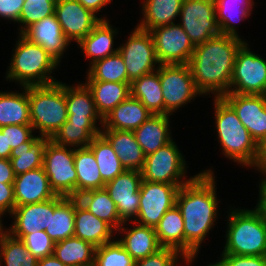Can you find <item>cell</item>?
Returning <instances> with one entry per match:
<instances>
[{
    "mask_svg": "<svg viewBox=\"0 0 266 266\" xmlns=\"http://www.w3.org/2000/svg\"><path fill=\"white\" fill-rule=\"evenodd\" d=\"M213 167L200 170L178 190L176 205L184 221L186 266L195 264L206 237L218 223L221 203Z\"/></svg>",
    "mask_w": 266,
    "mask_h": 266,
    "instance_id": "6da1fadb",
    "label": "cell"
},
{
    "mask_svg": "<svg viewBox=\"0 0 266 266\" xmlns=\"http://www.w3.org/2000/svg\"><path fill=\"white\" fill-rule=\"evenodd\" d=\"M245 41L220 34L195 46L188 65L204 98H220L229 93L236 53Z\"/></svg>",
    "mask_w": 266,
    "mask_h": 266,
    "instance_id": "7a4b0ae2",
    "label": "cell"
},
{
    "mask_svg": "<svg viewBox=\"0 0 266 266\" xmlns=\"http://www.w3.org/2000/svg\"><path fill=\"white\" fill-rule=\"evenodd\" d=\"M214 130L221 154L231 162L253 170L258 156L259 145L244 127L234 109L222 98H213Z\"/></svg>",
    "mask_w": 266,
    "mask_h": 266,
    "instance_id": "3957f363",
    "label": "cell"
},
{
    "mask_svg": "<svg viewBox=\"0 0 266 266\" xmlns=\"http://www.w3.org/2000/svg\"><path fill=\"white\" fill-rule=\"evenodd\" d=\"M15 40L5 81L18 83L17 86L51 85L60 81L53 76L61 65L46 49L22 34Z\"/></svg>",
    "mask_w": 266,
    "mask_h": 266,
    "instance_id": "277c9868",
    "label": "cell"
},
{
    "mask_svg": "<svg viewBox=\"0 0 266 266\" xmlns=\"http://www.w3.org/2000/svg\"><path fill=\"white\" fill-rule=\"evenodd\" d=\"M227 208L225 245L220 254L266 255V220L255 208Z\"/></svg>",
    "mask_w": 266,
    "mask_h": 266,
    "instance_id": "5b68a950",
    "label": "cell"
},
{
    "mask_svg": "<svg viewBox=\"0 0 266 266\" xmlns=\"http://www.w3.org/2000/svg\"><path fill=\"white\" fill-rule=\"evenodd\" d=\"M28 98L34 131L51 139L68 117L64 81L28 86Z\"/></svg>",
    "mask_w": 266,
    "mask_h": 266,
    "instance_id": "8992f818",
    "label": "cell"
},
{
    "mask_svg": "<svg viewBox=\"0 0 266 266\" xmlns=\"http://www.w3.org/2000/svg\"><path fill=\"white\" fill-rule=\"evenodd\" d=\"M175 140L146 156L141 170L142 180L167 184H186L194 176L188 175V163ZM190 176V177H189Z\"/></svg>",
    "mask_w": 266,
    "mask_h": 266,
    "instance_id": "52a82bcc",
    "label": "cell"
},
{
    "mask_svg": "<svg viewBox=\"0 0 266 266\" xmlns=\"http://www.w3.org/2000/svg\"><path fill=\"white\" fill-rule=\"evenodd\" d=\"M158 74L164 99V114L174 115L195 98L203 95L196 88L188 64H162Z\"/></svg>",
    "mask_w": 266,
    "mask_h": 266,
    "instance_id": "ba28073f",
    "label": "cell"
},
{
    "mask_svg": "<svg viewBox=\"0 0 266 266\" xmlns=\"http://www.w3.org/2000/svg\"><path fill=\"white\" fill-rule=\"evenodd\" d=\"M43 167L56 195L77 197L74 148L55 144L50 139L44 150Z\"/></svg>",
    "mask_w": 266,
    "mask_h": 266,
    "instance_id": "9c48e42d",
    "label": "cell"
},
{
    "mask_svg": "<svg viewBox=\"0 0 266 266\" xmlns=\"http://www.w3.org/2000/svg\"><path fill=\"white\" fill-rule=\"evenodd\" d=\"M250 48L245 41L236 53L229 93L266 95V60Z\"/></svg>",
    "mask_w": 266,
    "mask_h": 266,
    "instance_id": "30bf717a",
    "label": "cell"
},
{
    "mask_svg": "<svg viewBox=\"0 0 266 266\" xmlns=\"http://www.w3.org/2000/svg\"><path fill=\"white\" fill-rule=\"evenodd\" d=\"M128 35L123 44L122 42L120 46L118 44V52L123 58L128 79L132 82L142 75L156 71L160 64L157 60L153 38L149 31L136 26Z\"/></svg>",
    "mask_w": 266,
    "mask_h": 266,
    "instance_id": "8fae6325",
    "label": "cell"
},
{
    "mask_svg": "<svg viewBox=\"0 0 266 266\" xmlns=\"http://www.w3.org/2000/svg\"><path fill=\"white\" fill-rule=\"evenodd\" d=\"M178 19L195 46L221 34L214 0H183Z\"/></svg>",
    "mask_w": 266,
    "mask_h": 266,
    "instance_id": "7c38bea8",
    "label": "cell"
},
{
    "mask_svg": "<svg viewBox=\"0 0 266 266\" xmlns=\"http://www.w3.org/2000/svg\"><path fill=\"white\" fill-rule=\"evenodd\" d=\"M184 184H167L142 180L136 223L153 227L176 204L178 190Z\"/></svg>",
    "mask_w": 266,
    "mask_h": 266,
    "instance_id": "4fadbf2b",
    "label": "cell"
},
{
    "mask_svg": "<svg viewBox=\"0 0 266 266\" xmlns=\"http://www.w3.org/2000/svg\"><path fill=\"white\" fill-rule=\"evenodd\" d=\"M149 32L160 65L189 63L195 45L178 22L156 27Z\"/></svg>",
    "mask_w": 266,
    "mask_h": 266,
    "instance_id": "5bb4252c",
    "label": "cell"
},
{
    "mask_svg": "<svg viewBox=\"0 0 266 266\" xmlns=\"http://www.w3.org/2000/svg\"><path fill=\"white\" fill-rule=\"evenodd\" d=\"M141 171L124 170L104 185L123 222L134 221L139 210Z\"/></svg>",
    "mask_w": 266,
    "mask_h": 266,
    "instance_id": "9a60e30c",
    "label": "cell"
},
{
    "mask_svg": "<svg viewBox=\"0 0 266 266\" xmlns=\"http://www.w3.org/2000/svg\"><path fill=\"white\" fill-rule=\"evenodd\" d=\"M65 39L76 45L100 22V18L78 0H56L54 12Z\"/></svg>",
    "mask_w": 266,
    "mask_h": 266,
    "instance_id": "2e32d148",
    "label": "cell"
},
{
    "mask_svg": "<svg viewBox=\"0 0 266 266\" xmlns=\"http://www.w3.org/2000/svg\"><path fill=\"white\" fill-rule=\"evenodd\" d=\"M222 98L259 146L266 141V95L227 93Z\"/></svg>",
    "mask_w": 266,
    "mask_h": 266,
    "instance_id": "e0dca14e",
    "label": "cell"
},
{
    "mask_svg": "<svg viewBox=\"0 0 266 266\" xmlns=\"http://www.w3.org/2000/svg\"><path fill=\"white\" fill-rule=\"evenodd\" d=\"M65 99L67 121L70 124L103 125V119L96 110L93 95L84 81L72 85L65 82Z\"/></svg>",
    "mask_w": 266,
    "mask_h": 266,
    "instance_id": "ac0fdd59",
    "label": "cell"
},
{
    "mask_svg": "<svg viewBox=\"0 0 266 266\" xmlns=\"http://www.w3.org/2000/svg\"><path fill=\"white\" fill-rule=\"evenodd\" d=\"M116 239L135 261L144 259L162 248L155 229L135 221L124 222L116 231Z\"/></svg>",
    "mask_w": 266,
    "mask_h": 266,
    "instance_id": "d6986e66",
    "label": "cell"
},
{
    "mask_svg": "<svg viewBox=\"0 0 266 266\" xmlns=\"http://www.w3.org/2000/svg\"><path fill=\"white\" fill-rule=\"evenodd\" d=\"M9 216L13 219L12 224L3 229L15 238L22 240L27 234L45 231L50 220V199L16 206Z\"/></svg>",
    "mask_w": 266,
    "mask_h": 266,
    "instance_id": "ffe728a7",
    "label": "cell"
},
{
    "mask_svg": "<svg viewBox=\"0 0 266 266\" xmlns=\"http://www.w3.org/2000/svg\"><path fill=\"white\" fill-rule=\"evenodd\" d=\"M118 29L111 25L109 19L100 20L93 30L77 44V48L84 54L86 61L90 60L89 64H86L89 65L88 67L118 52L119 47H114V40L120 34Z\"/></svg>",
    "mask_w": 266,
    "mask_h": 266,
    "instance_id": "44dd1931",
    "label": "cell"
},
{
    "mask_svg": "<svg viewBox=\"0 0 266 266\" xmlns=\"http://www.w3.org/2000/svg\"><path fill=\"white\" fill-rule=\"evenodd\" d=\"M13 189L16 206L43 202L57 196L44 167L15 176Z\"/></svg>",
    "mask_w": 266,
    "mask_h": 266,
    "instance_id": "7402d4cb",
    "label": "cell"
},
{
    "mask_svg": "<svg viewBox=\"0 0 266 266\" xmlns=\"http://www.w3.org/2000/svg\"><path fill=\"white\" fill-rule=\"evenodd\" d=\"M22 35L46 49L60 64L71 45L65 39L55 14L34 23Z\"/></svg>",
    "mask_w": 266,
    "mask_h": 266,
    "instance_id": "603a6c76",
    "label": "cell"
},
{
    "mask_svg": "<svg viewBox=\"0 0 266 266\" xmlns=\"http://www.w3.org/2000/svg\"><path fill=\"white\" fill-rule=\"evenodd\" d=\"M74 236L94 247H100L116 238V231L104 220L90 213L75 197Z\"/></svg>",
    "mask_w": 266,
    "mask_h": 266,
    "instance_id": "cb8c5ba5",
    "label": "cell"
},
{
    "mask_svg": "<svg viewBox=\"0 0 266 266\" xmlns=\"http://www.w3.org/2000/svg\"><path fill=\"white\" fill-rule=\"evenodd\" d=\"M100 134L112 146L126 170H142L146 156L132 130L101 129Z\"/></svg>",
    "mask_w": 266,
    "mask_h": 266,
    "instance_id": "d4e9b609",
    "label": "cell"
},
{
    "mask_svg": "<svg viewBox=\"0 0 266 266\" xmlns=\"http://www.w3.org/2000/svg\"><path fill=\"white\" fill-rule=\"evenodd\" d=\"M171 115L152 114L133 132L145 156L156 152L174 138L171 132Z\"/></svg>",
    "mask_w": 266,
    "mask_h": 266,
    "instance_id": "484cf974",
    "label": "cell"
},
{
    "mask_svg": "<svg viewBox=\"0 0 266 266\" xmlns=\"http://www.w3.org/2000/svg\"><path fill=\"white\" fill-rule=\"evenodd\" d=\"M151 115L140 100L129 95L103 118L102 129L134 131Z\"/></svg>",
    "mask_w": 266,
    "mask_h": 266,
    "instance_id": "4316f807",
    "label": "cell"
},
{
    "mask_svg": "<svg viewBox=\"0 0 266 266\" xmlns=\"http://www.w3.org/2000/svg\"><path fill=\"white\" fill-rule=\"evenodd\" d=\"M75 197L50 199V220L45 232L55 242L74 236Z\"/></svg>",
    "mask_w": 266,
    "mask_h": 266,
    "instance_id": "83f0119b",
    "label": "cell"
},
{
    "mask_svg": "<svg viewBox=\"0 0 266 266\" xmlns=\"http://www.w3.org/2000/svg\"><path fill=\"white\" fill-rule=\"evenodd\" d=\"M141 16L137 26L145 31L176 23L183 0H141Z\"/></svg>",
    "mask_w": 266,
    "mask_h": 266,
    "instance_id": "f1b7e54d",
    "label": "cell"
},
{
    "mask_svg": "<svg viewBox=\"0 0 266 266\" xmlns=\"http://www.w3.org/2000/svg\"><path fill=\"white\" fill-rule=\"evenodd\" d=\"M216 21L222 35L242 38L238 33V23L247 20L254 12L255 0H214ZM238 26V27H237Z\"/></svg>",
    "mask_w": 266,
    "mask_h": 266,
    "instance_id": "f546056e",
    "label": "cell"
},
{
    "mask_svg": "<svg viewBox=\"0 0 266 266\" xmlns=\"http://www.w3.org/2000/svg\"><path fill=\"white\" fill-rule=\"evenodd\" d=\"M21 90H0V128L8 125H31L28 86Z\"/></svg>",
    "mask_w": 266,
    "mask_h": 266,
    "instance_id": "4dcf8cb0",
    "label": "cell"
},
{
    "mask_svg": "<svg viewBox=\"0 0 266 266\" xmlns=\"http://www.w3.org/2000/svg\"><path fill=\"white\" fill-rule=\"evenodd\" d=\"M90 89L98 114L103 119L130 95V84L121 82L85 81Z\"/></svg>",
    "mask_w": 266,
    "mask_h": 266,
    "instance_id": "1f68e13d",
    "label": "cell"
},
{
    "mask_svg": "<svg viewBox=\"0 0 266 266\" xmlns=\"http://www.w3.org/2000/svg\"><path fill=\"white\" fill-rule=\"evenodd\" d=\"M49 140L35 134L29 141L12 149L9 159L15 176L43 167L44 150Z\"/></svg>",
    "mask_w": 266,
    "mask_h": 266,
    "instance_id": "d6a6232c",
    "label": "cell"
},
{
    "mask_svg": "<svg viewBox=\"0 0 266 266\" xmlns=\"http://www.w3.org/2000/svg\"><path fill=\"white\" fill-rule=\"evenodd\" d=\"M154 229L162 247L175 249L185 257L184 221L176 204L163 215Z\"/></svg>",
    "mask_w": 266,
    "mask_h": 266,
    "instance_id": "836d02e7",
    "label": "cell"
},
{
    "mask_svg": "<svg viewBox=\"0 0 266 266\" xmlns=\"http://www.w3.org/2000/svg\"><path fill=\"white\" fill-rule=\"evenodd\" d=\"M74 165L77 173V196L89 190L104 188L105 183L95 155L89 147L74 148Z\"/></svg>",
    "mask_w": 266,
    "mask_h": 266,
    "instance_id": "e575fe53",
    "label": "cell"
},
{
    "mask_svg": "<svg viewBox=\"0 0 266 266\" xmlns=\"http://www.w3.org/2000/svg\"><path fill=\"white\" fill-rule=\"evenodd\" d=\"M130 95L140 100L152 114H164V99L158 69L133 80L130 84Z\"/></svg>",
    "mask_w": 266,
    "mask_h": 266,
    "instance_id": "d590c367",
    "label": "cell"
},
{
    "mask_svg": "<svg viewBox=\"0 0 266 266\" xmlns=\"http://www.w3.org/2000/svg\"><path fill=\"white\" fill-rule=\"evenodd\" d=\"M95 249L91 243L73 236L55 243L53 255L66 266H94Z\"/></svg>",
    "mask_w": 266,
    "mask_h": 266,
    "instance_id": "8d00e7d4",
    "label": "cell"
},
{
    "mask_svg": "<svg viewBox=\"0 0 266 266\" xmlns=\"http://www.w3.org/2000/svg\"><path fill=\"white\" fill-rule=\"evenodd\" d=\"M78 201L92 214L108 223L115 231L124 223L106 190H89L77 196Z\"/></svg>",
    "mask_w": 266,
    "mask_h": 266,
    "instance_id": "74e56055",
    "label": "cell"
},
{
    "mask_svg": "<svg viewBox=\"0 0 266 266\" xmlns=\"http://www.w3.org/2000/svg\"><path fill=\"white\" fill-rule=\"evenodd\" d=\"M38 259L26 248L25 243L11 236L4 229L0 232V266H37Z\"/></svg>",
    "mask_w": 266,
    "mask_h": 266,
    "instance_id": "f35d334b",
    "label": "cell"
},
{
    "mask_svg": "<svg viewBox=\"0 0 266 266\" xmlns=\"http://www.w3.org/2000/svg\"><path fill=\"white\" fill-rule=\"evenodd\" d=\"M88 147L95 155L99 172L105 184L125 170L112 146L101 134L94 137Z\"/></svg>",
    "mask_w": 266,
    "mask_h": 266,
    "instance_id": "ab89813d",
    "label": "cell"
},
{
    "mask_svg": "<svg viewBox=\"0 0 266 266\" xmlns=\"http://www.w3.org/2000/svg\"><path fill=\"white\" fill-rule=\"evenodd\" d=\"M86 73L85 81L131 83L119 52L96 61Z\"/></svg>",
    "mask_w": 266,
    "mask_h": 266,
    "instance_id": "60d3db41",
    "label": "cell"
},
{
    "mask_svg": "<svg viewBox=\"0 0 266 266\" xmlns=\"http://www.w3.org/2000/svg\"><path fill=\"white\" fill-rule=\"evenodd\" d=\"M103 125H77L65 121L51 140L58 145L85 148L101 133Z\"/></svg>",
    "mask_w": 266,
    "mask_h": 266,
    "instance_id": "b9f144b4",
    "label": "cell"
},
{
    "mask_svg": "<svg viewBox=\"0 0 266 266\" xmlns=\"http://www.w3.org/2000/svg\"><path fill=\"white\" fill-rule=\"evenodd\" d=\"M56 0H25L18 20V33L22 34L27 28L40 20L54 15Z\"/></svg>",
    "mask_w": 266,
    "mask_h": 266,
    "instance_id": "7bdbcfd3",
    "label": "cell"
},
{
    "mask_svg": "<svg viewBox=\"0 0 266 266\" xmlns=\"http://www.w3.org/2000/svg\"><path fill=\"white\" fill-rule=\"evenodd\" d=\"M135 260L115 238L95 249L94 266H134Z\"/></svg>",
    "mask_w": 266,
    "mask_h": 266,
    "instance_id": "ee69618b",
    "label": "cell"
},
{
    "mask_svg": "<svg viewBox=\"0 0 266 266\" xmlns=\"http://www.w3.org/2000/svg\"><path fill=\"white\" fill-rule=\"evenodd\" d=\"M186 261L187 259L177 250L162 247L156 253L135 261L134 266H183L186 265Z\"/></svg>",
    "mask_w": 266,
    "mask_h": 266,
    "instance_id": "f6af8a7d",
    "label": "cell"
},
{
    "mask_svg": "<svg viewBox=\"0 0 266 266\" xmlns=\"http://www.w3.org/2000/svg\"><path fill=\"white\" fill-rule=\"evenodd\" d=\"M22 241L37 259L53 254L55 242L43 230L27 234Z\"/></svg>",
    "mask_w": 266,
    "mask_h": 266,
    "instance_id": "bcb514c9",
    "label": "cell"
},
{
    "mask_svg": "<svg viewBox=\"0 0 266 266\" xmlns=\"http://www.w3.org/2000/svg\"><path fill=\"white\" fill-rule=\"evenodd\" d=\"M0 131L6 132L7 148L11 149L29 141L36 134L32 125H8L1 127Z\"/></svg>",
    "mask_w": 266,
    "mask_h": 266,
    "instance_id": "7dc6e473",
    "label": "cell"
},
{
    "mask_svg": "<svg viewBox=\"0 0 266 266\" xmlns=\"http://www.w3.org/2000/svg\"><path fill=\"white\" fill-rule=\"evenodd\" d=\"M217 262L221 266H266V255L248 256L234 254H220Z\"/></svg>",
    "mask_w": 266,
    "mask_h": 266,
    "instance_id": "c3c4849f",
    "label": "cell"
},
{
    "mask_svg": "<svg viewBox=\"0 0 266 266\" xmlns=\"http://www.w3.org/2000/svg\"><path fill=\"white\" fill-rule=\"evenodd\" d=\"M15 207L13 183L0 182V218L4 220L3 216L8 217Z\"/></svg>",
    "mask_w": 266,
    "mask_h": 266,
    "instance_id": "681fc988",
    "label": "cell"
},
{
    "mask_svg": "<svg viewBox=\"0 0 266 266\" xmlns=\"http://www.w3.org/2000/svg\"><path fill=\"white\" fill-rule=\"evenodd\" d=\"M25 0H0V19L16 24Z\"/></svg>",
    "mask_w": 266,
    "mask_h": 266,
    "instance_id": "f907efd6",
    "label": "cell"
},
{
    "mask_svg": "<svg viewBox=\"0 0 266 266\" xmlns=\"http://www.w3.org/2000/svg\"><path fill=\"white\" fill-rule=\"evenodd\" d=\"M261 180L258 182V200L256 207H254L259 214L266 220V175H260Z\"/></svg>",
    "mask_w": 266,
    "mask_h": 266,
    "instance_id": "816d5d0a",
    "label": "cell"
},
{
    "mask_svg": "<svg viewBox=\"0 0 266 266\" xmlns=\"http://www.w3.org/2000/svg\"><path fill=\"white\" fill-rule=\"evenodd\" d=\"M85 8L91 10L94 14H96L101 20H108V17L105 15L100 16L99 12L106 8L109 4L113 3V0H78Z\"/></svg>",
    "mask_w": 266,
    "mask_h": 266,
    "instance_id": "f5cc1de1",
    "label": "cell"
},
{
    "mask_svg": "<svg viewBox=\"0 0 266 266\" xmlns=\"http://www.w3.org/2000/svg\"><path fill=\"white\" fill-rule=\"evenodd\" d=\"M14 180L15 174L10 159L0 158V182L13 183Z\"/></svg>",
    "mask_w": 266,
    "mask_h": 266,
    "instance_id": "db71d44e",
    "label": "cell"
},
{
    "mask_svg": "<svg viewBox=\"0 0 266 266\" xmlns=\"http://www.w3.org/2000/svg\"><path fill=\"white\" fill-rule=\"evenodd\" d=\"M253 169L260 175H266V141L259 146L258 160Z\"/></svg>",
    "mask_w": 266,
    "mask_h": 266,
    "instance_id": "11a10c76",
    "label": "cell"
},
{
    "mask_svg": "<svg viewBox=\"0 0 266 266\" xmlns=\"http://www.w3.org/2000/svg\"><path fill=\"white\" fill-rule=\"evenodd\" d=\"M11 151V148H7L6 132L0 131V158L9 159Z\"/></svg>",
    "mask_w": 266,
    "mask_h": 266,
    "instance_id": "9f6ffc18",
    "label": "cell"
},
{
    "mask_svg": "<svg viewBox=\"0 0 266 266\" xmlns=\"http://www.w3.org/2000/svg\"><path fill=\"white\" fill-rule=\"evenodd\" d=\"M37 266H66L59 259H57L53 254L47 257L38 259Z\"/></svg>",
    "mask_w": 266,
    "mask_h": 266,
    "instance_id": "6f0895ef",
    "label": "cell"
},
{
    "mask_svg": "<svg viewBox=\"0 0 266 266\" xmlns=\"http://www.w3.org/2000/svg\"><path fill=\"white\" fill-rule=\"evenodd\" d=\"M207 266H221L217 261L214 263H209V264H206Z\"/></svg>",
    "mask_w": 266,
    "mask_h": 266,
    "instance_id": "680465c9",
    "label": "cell"
},
{
    "mask_svg": "<svg viewBox=\"0 0 266 266\" xmlns=\"http://www.w3.org/2000/svg\"><path fill=\"white\" fill-rule=\"evenodd\" d=\"M3 227H4L3 220H2V219H0V232L3 230Z\"/></svg>",
    "mask_w": 266,
    "mask_h": 266,
    "instance_id": "91938a15",
    "label": "cell"
}]
</instances>
